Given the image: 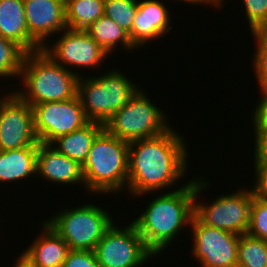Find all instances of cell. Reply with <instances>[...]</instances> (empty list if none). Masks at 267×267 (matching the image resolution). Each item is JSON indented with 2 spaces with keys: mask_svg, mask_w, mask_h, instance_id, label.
I'll list each match as a JSON object with an SVG mask.
<instances>
[{
  "mask_svg": "<svg viewBox=\"0 0 267 267\" xmlns=\"http://www.w3.org/2000/svg\"><path fill=\"white\" fill-rule=\"evenodd\" d=\"M210 181L207 177L195 179L194 215L204 224L210 227L226 230L237 235L246 234L250 224V209L253 199L251 187L236 189L230 194H222L207 204L198 202L199 195L206 191ZM198 199V200H197ZM211 204V205H210Z\"/></svg>",
  "mask_w": 267,
  "mask_h": 267,
  "instance_id": "8992f818",
  "label": "cell"
},
{
  "mask_svg": "<svg viewBox=\"0 0 267 267\" xmlns=\"http://www.w3.org/2000/svg\"><path fill=\"white\" fill-rule=\"evenodd\" d=\"M175 1H182V2H186V4H191L192 6H194V4L197 6H201V5H204L203 3H202V0H175ZM193 3V4H192Z\"/></svg>",
  "mask_w": 267,
  "mask_h": 267,
  "instance_id": "8d00e7d4",
  "label": "cell"
},
{
  "mask_svg": "<svg viewBox=\"0 0 267 267\" xmlns=\"http://www.w3.org/2000/svg\"><path fill=\"white\" fill-rule=\"evenodd\" d=\"M162 1L139 0L134 23L129 34L132 44L137 48L145 47L152 40L162 39L173 30L171 14ZM171 24V25H170Z\"/></svg>",
  "mask_w": 267,
  "mask_h": 267,
  "instance_id": "9a60e30c",
  "label": "cell"
},
{
  "mask_svg": "<svg viewBox=\"0 0 267 267\" xmlns=\"http://www.w3.org/2000/svg\"><path fill=\"white\" fill-rule=\"evenodd\" d=\"M173 126L161 135L129 143L126 192L150 196L177 184L187 173L189 149L184 137ZM172 186V187H171Z\"/></svg>",
  "mask_w": 267,
  "mask_h": 267,
  "instance_id": "6da1fadb",
  "label": "cell"
},
{
  "mask_svg": "<svg viewBox=\"0 0 267 267\" xmlns=\"http://www.w3.org/2000/svg\"><path fill=\"white\" fill-rule=\"evenodd\" d=\"M108 209L94 203L59 210L44 220L69 245L70 250L96 249L97 243L114 224Z\"/></svg>",
  "mask_w": 267,
  "mask_h": 267,
  "instance_id": "52a82bcc",
  "label": "cell"
},
{
  "mask_svg": "<svg viewBox=\"0 0 267 267\" xmlns=\"http://www.w3.org/2000/svg\"><path fill=\"white\" fill-rule=\"evenodd\" d=\"M60 1H62L66 5L70 0H60Z\"/></svg>",
  "mask_w": 267,
  "mask_h": 267,
  "instance_id": "f35d334b",
  "label": "cell"
},
{
  "mask_svg": "<svg viewBox=\"0 0 267 267\" xmlns=\"http://www.w3.org/2000/svg\"><path fill=\"white\" fill-rule=\"evenodd\" d=\"M261 99L255 105L254 112L251 114V120H267V87L259 88Z\"/></svg>",
  "mask_w": 267,
  "mask_h": 267,
  "instance_id": "4dcf8cb0",
  "label": "cell"
},
{
  "mask_svg": "<svg viewBox=\"0 0 267 267\" xmlns=\"http://www.w3.org/2000/svg\"><path fill=\"white\" fill-rule=\"evenodd\" d=\"M141 87L122 109L104 123V129L109 134L129 143L161 135L171 128L162 108H157Z\"/></svg>",
  "mask_w": 267,
  "mask_h": 267,
  "instance_id": "ba28073f",
  "label": "cell"
},
{
  "mask_svg": "<svg viewBox=\"0 0 267 267\" xmlns=\"http://www.w3.org/2000/svg\"><path fill=\"white\" fill-rule=\"evenodd\" d=\"M88 34L108 54L121 45L123 51L130 52L137 49L131 42L129 34L117 25L112 19L102 16L91 24ZM126 49V50H125Z\"/></svg>",
  "mask_w": 267,
  "mask_h": 267,
  "instance_id": "7402d4cb",
  "label": "cell"
},
{
  "mask_svg": "<svg viewBox=\"0 0 267 267\" xmlns=\"http://www.w3.org/2000/svg\"><path fill=\"white\" fill-rule=\"evenodd\" d=\"M254 136L267 137V120H252Z\"/></svg>",
  "mask_w": 267,
  "mask_h": 267,
  "instance_id": "836d02e7",
  "label": "cell"
},
{
  "mask_svg": "<svg viewBox=\"0 0 267 267\" xmlns=\"http://www.w3.org/2000/svg\"><path fill=\"white\" fill-rule=\"evenodd\" d=\"M32 106L14 91L0 106V150L38 146Z\"/></svg>",
  "mask_w": 267,
  "mask_h": 267,
  "instance_id": "4fadbf2b",
  "label": "cell"
},
{
  "mask_svg": "<svg viewBox=\"0 0 267 267\" xmlns=\"http://www.w3.org/2000/svg\"><path fill=\"white\" fill-rule=\"evenodd\" d=\"M48 42L42 50L49 55L56 63L62 65L66 69L81 77L73 68L93 69L97 71L100 65H104V60H107L108 54L102 47L96 43L88 33H74L68 28L65 29L60 37H56L53 45ZM72 69H71V68ZM95 68V69H94Z\"/></svg>",
  "mask_w": 267,
  "mask_h": 267,
  "instance_id": "7c38bea8",
  "label": "cell"
},
{
  "mask_svg": "<svg viewBox=\"0 0 267 267\" xmlns=\"http://www.w3.org/2000/svg\"><path fill=\"white\" fill-rule=\"evenodd\" d=\"M32 108L35 133L43 144H50L89 122L78 95L69 100L39 103Z\"/></svg>",
  "mask_w": 267,
  "mask_h": 267,
  "instance_id": "8fae6325",
  "label": "cell"
},
{
  "mask_svg": "<svg viewBox=\"0 0 267 267\" xmlns=\"http://www.w3.org/2000/svg\"><path fill=\"white\" fill-rule=\"evenodd\" d=\"M10 94H6L5 96H2V95H0V106L2 105V103L5 101V99L9 96ZM1 96H2V98H1Z\"/></svg>",
  "mask_w": 267,
  "mask_h": 267,
  "instance_id": "74e56055",
  "label": "cell"
},
{
  "mask_svg": "<svg viewBox=\"0 0 267 267\" xmlns=\"http://www.w3.org/2000/svg\"><path fill=\"white\" fill-rule=\"evenodd\" d=\"M256 48L252 58V67L260 88L267 87V45L255 43Z\"/></svg>",
  "mask_w": 267,
  "mask_h": 267,
  "instance_id": "83f0119b",
  "label": "cell"
},
{
  "mask_svg": "<svg viewBox=\"0 0 267 267\" xmlns=\"http://www.w3.org/2000/svg\"><path fill=\"white\" fill-rule=\"evenodd\" d=\"M128 148L129 142L109 134L105 129L96 136L82 165L86 194L115 196L122 190L126 191Z\"/></svg>",
  "mask_w": 267,
  "mask_h": 267,
  "instance_id": "277c9868",
  "label": "cell"
},
{
  "mask_svg": "<svg viewBox=\"0 0 267 267\" xmlns=\"http://www.w3.org/2000/svg\"><path fill=\"white\" fill-rule=\"evenodd\" d=\"M41 235L29 243L23 253L36 267H62L70 251L69 245L45 221Z\"/></svg>",
  "mask_w": 267,
  "mask_h": 267,
  "instance_id": "e0dca14e",
  "label": "cell"
},
{
  "mask_svg": "<svg viewBox=\"0 0 267 267\" xmlns=\"http://www.w3.org/2000/svg\"><path fill=\"white\" fill-rule=\"evenodd\" d=\"M36 176L52 184L63 185H83L85 182L83 178L82 166L58 152L50 144H38Z\"/></svg>",
  "mask_w": 267,
  "mask_h": 267,
  "instance_id": "2e32d148",
  "label": "cell"
},
{
  "mask_svg": "<svg viewBox=\"0 0 267 267\" xmlns=\"http://www.w3.org/2000/svg\"><path fill=\"white\" fill-rule=\"evenodd\" d=\"M223 2L225 3L224 0H202V3L204 4V6L206 5V7H207V5H209V6L214 7V9L217 8L216 10H218V8H219V11H220V8L223 9V7H224V6H222V5H224Z\"/></svg>",
  "mask_w": 267,
  "mask_h": 267,
  "instance_id": "d590c367",
  "label": "cell"
},
{
  "mask_svg": "<svg viewBox=\"0 0 267 267\" xmlns=\"http://www.w3.org/2000/svg\"><path fill=\"white\" fill-rule=\"evenodd\" d=\"M0 36L15 42L27 53L42 49L29 35L23 0H0Z\"/></svg>",
  "mask_w": 267,
  "mask_h": 267,
  "instance_id": "ac0fdd59",
  "label": "cell"
},
{
  "mask_svg": "<svg viewBox=\"0 0 267 267\" xmlns=\"http://www.w3.org/2000/svg\"><path fill=\"white\" fill-rule=\"evenodd\" d=\"M139 0H105L104 16L112 19L130 34Z\"/></svg>",
  "mask_w": 267,
  "mask_h": 267,
  "instance_id": "d4e9b609",
  "label": "cell"
},
{
  "mask_svg": "<svg viewBox=\"0 0 267 267\" xmlns=\"http://www.w3.org/2000/svg\"><path fill=\"white\" fill-rule=\"evenodd\" d=\"M165 192L157 193L144 212L132 218L145 246L154 256L173 246L170 244L182 229H186L184 227L187 226L188 230L194 216L195 179L187 181L179 189Z\"/></svg>",
  "mask_w": 267,
  "mask_h": 267,
  "instance_id": "7a4b0ae2",
  "label": "cell"
},
{
  "mask_svg": "<svg viewBox=\"0 0 267 267\" xmlns=\"http://www.w3.org/2000/svg\"><path fill=\"white\" fill-rule=\"evenodd\" d=\"M16 263H13L14 267H36L32 262L25 256L22 252L19 254V257L16 258ZM13 267V266H12Z\"/></svg>",
  "mask_w": 267,
  "mask_h": 267,
  "instance_id": "e575fe53",
  "label": "cell"
},
{
  "mask_svg": "<svg viewBox=\"0 0 267 267\" xmlns=\"http://www.w3.org/2000/svg\"><path fill=\"white\" fill-rule=\"evenodd\" d=\"M100 75L79 77L77 95L87 119L104 125L140 87L118 69Z\"/></svg>",
  "mask_w": 267,
  "mask_h": 267,
  "instance_id": "5b68a950",
  "label": "cell"
},
{
  "mask_svg": "<svg viewBox=\"0 0 267 267\" xmlns=\"http://www.w3.org/2000/svg\"><path fill=\"white\" fill-rule=\"evenodd\" d=\"M115 223L94 250L101 267H141L154 258L132 221L122 228Z\"/></svg>",
  "mask_w": 267,
  "mask_h": 267,
  "instance_id": "9c48e42d",
  "label": "cell"
},
{
  "mask_svg": "<svg viewBox=\"0 0 267 267\" xmlns=\"http://www.w3.org/2000/svg\"><path fill=\"white\" fill-rule=\"evenodd\" d=\"M105 0H70L66 5V25L74 33H88L91 24L104 16Z\"/></svg>",
  "mask_w": 267,
  "mask_h": 267,
  "instance_id": "44dd1931",
  "label": "cell"
},
{
  "mask_svg": "<svg viewBox=\"0 0 267 267\" xmlns=\"http://www.w3.org/2000/svg\"><path fill=\"white\" fill-rule=\"evenodd\" d=\"M29 35L43 48L49 37L67 29L66 8L60 0H23Z\"/></svg>",
  "mask_w": 267,
  "mask_h": 267,
  "instance_id": "5bb4252c",
  "label": "cell"
},
{
  "mask_svg": "<svg viewBox=\"0 0 267 267\" xmlns=\"http://www.w3.org/2000/svg\"><path fill=\"white\" fill-rule=\"evenodd\" d=\"M191 254L200 267H237L240 235L204 225L195 215L190 226Z\"/></svg>",
  "mask_w": 267,
  "mask_h": 267,
  "instance_id": "30bf717a",
  "label": "cell"
},
{
  "mask_svg": "<svg viewBox=\"0 0 267 267\" xmlns=\"http://www.w3.org/2000/svg\"><path fill=\"white\" fill-rule=\"evenodd\" d=\"M253 161L267 162V137H255Z\"/></svg>",
  "mask_w": 267,
  "mask_h": 267,
  "instance_id": "1f68e13d",
  "label": "cell"
},
{
  "mask_svg": "<svg viewBox=\"0 0 267 267\" xmlns=\"http://www.w3.org/2000/svg\"><path fill=\"white\" fill-rule=\"evenodd\" d=\"M237 256V267H267V241L242 234Z\"/></svg>",
  "mask_w": 267,
  "mask_h": 267,
  "instance_id": "603a6c76",
  "label": "cell"
},
{
  "mask_svg": "<svg viewBox=\"0 0 267 267\" xmlns=\"http://www.w3.org/2000/svg\"><path fill=\"white\" fill-rule=\"evenodd\" d=\"M19 79L24 86L14 92L31 106L77 96L79 76L56 63L42 49L26 54Z\"/></svg>",
  "mask_w": 267,
  "mask_h": 267,
  "instance_id": "3957f363",
  "label": "cell"
},
{
  "mask_svg": "<svg viewBox=\"0 0 267 267\" xmlns=\"http://www.w3.org/2000/svg\"><path fill=\"white\" fill-rule=\"evenodd\" d=\"M37 153L38 146L0 150V182L6 185L9 182H25L34 176L36 178Z\"/></svg>",
  "mask_w": 267,
  "mask_h": 267,
  "instance_id": "d6986e66",
  "label": "cell"
},
{
  "mask_svg": "<svg viewBox=\"0 0 267 267\" xmlns=\"http://www.w3.org/2000/svg\"><path fill=\"white\" fill-rule=\"evenodd\" d=\"M255 43H263L267 45V18L263 20L252 32Z\"/></svg>",
  "mask_w": 267,
  "mask_h": 267,
  "instance_id": "d6a6232c",
  "label": "cell"
},
{
  "mask_svg": "<svg viewBox=\"0 0 267 267\" xmlns=\"http://www.w3.org/2000/svg\"><path fill=\"white\" fill-rule=\"evenodd\" d=\"M244 13L249 26V31L255 28L267 18V0H241Z\"/></svg>",
  "mask_w": 267,
  "mask_h": 267,
  "instance_id": "4316f807",
  "label": "cell"
},
{
  "mask_svg": "<svg viewBox=\"0 0 267 267\" xmlns=\"http://www.w3.org/2000/svg\"><path fill=\"white\" fill-rule=\"evenodd\" d=\"M247 234L267 241V199L253 194Z\"/></svg>",
  "mask_w": 267,
  "mask_h": 267,
  "instance_id": "484cf974",
  "label": "cell"
},
{
  "mask_svg": "<svg viewBox=\"0 0 267 267\" xmlns=\"http://www.w3.org/2000/svg\"><path fill=\"white\" fill-rule=\"evenodd\" d=\"M255 180L254 186L251 187L253 194L256 197L267 199V162L266 161H254Z\"/></svg>",
  "mask_w": 267,
  "mask_h": 267,
  "instance_id": "f546056e",
  "label": "cell"
},
{
  "mask_svg": "<svg viewBox=\"0 0 267 267\" xmlns=\"http://www.w3.org/2000/svg\"><path fill=\"white\" fill-rule=\"evenodd\" d=\"M103 129L102 123L89 121L85 126L57 137L50 145L82 166L94 139Z\"/></svg>",
  "mask_w": 267,
  "mask_h": 267,
  "instance_id": "ffe728a7",
  "label": "cell"
},
{
  "mask_svg": "<svg viewBox=\"0 0 267 267\" xmlns=\"http://www.w3.org/2000/svg\"><path fill=\"white\" fill-rule=\"evenodd\" d=\"M26 54L21 46L0 36V78L18 80Z\"/></svg>",
  "mask_w": 267,
  "mask_h": 267,
  "instance_id": "cb8c5ba5",
  "label": "cell"
},
{
  "mask_svg": "<svg viewBox=\"0 0 267 267\" xmlns=\"http://www.w3.org/2000/svg\"><path fill=\"white\" fill-rule=\"evenodd\" d=\"M62 267H101L96 254L90 250H70Z\"/></svg>",
  "mask_w": 267,
  "mask_h": 267,
  "instance_id": "f1b7e54d",
  "label": "cell"
}]
</instances>
